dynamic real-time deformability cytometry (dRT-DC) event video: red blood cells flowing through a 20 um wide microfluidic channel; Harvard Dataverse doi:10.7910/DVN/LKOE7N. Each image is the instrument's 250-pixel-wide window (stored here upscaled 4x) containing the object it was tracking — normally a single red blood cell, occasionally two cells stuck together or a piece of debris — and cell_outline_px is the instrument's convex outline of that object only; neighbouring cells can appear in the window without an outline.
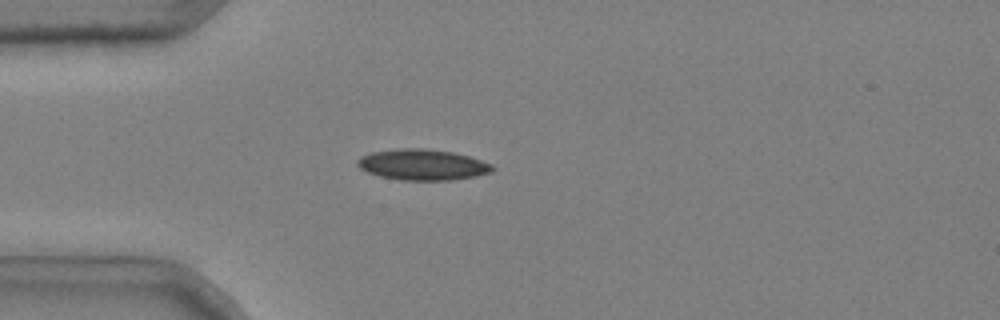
{"species": "common noctule bat (a hibernating species)", "species_latin": "Nyctalus noctula", "temperature_condition": "cold", "stored_images_in_passage": 42, "camera_frame_rate_fps": 3000, "um_per_image_px": 0.085, "animal": {"sex": "male", "body_mass_g": 20.4}, "frame": {"image": 1, "passage_image": 5, "time_ms": 1.333, "image_size_px": [1000, 320], "cell_outline_px": [[496, 168], [492, 172], [476, 176], [452, 180], [400, 180], [380, 176], [368, 172], [360, 168], [356, 164], [356, 160], [360, 156], [372, 152], [400, 148], [424, 148], [452, 152], [468, 156], [492, 164]], "centroid_in_image_um": [35.91, 14.0], "position_along_channel_um": 49.1, "area_um2": 24.33}}
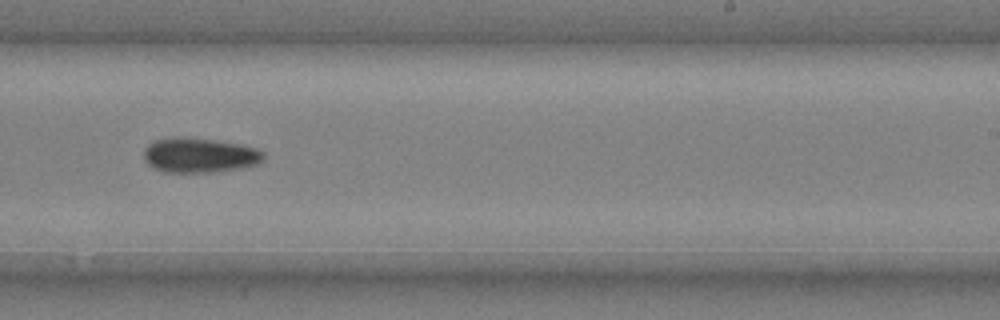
{"frame": {"image": 2, "passage_image": 24, "time_ms": 7.667, "image_size_px": [1000, 320], "cell_outline_px": [[264, 160], [260, 164], [244, 168], [212, 172], [164, 172], [152, 168], [144, 160], [144, 148], [148, 144], [156, 140], [212, 140], [240, 144], [256, 148], [264, 152]], "centroid_in_image_um": [17.02, 13.25], "position_along_channel_um": 272.0, "area_um2": 23.7}}
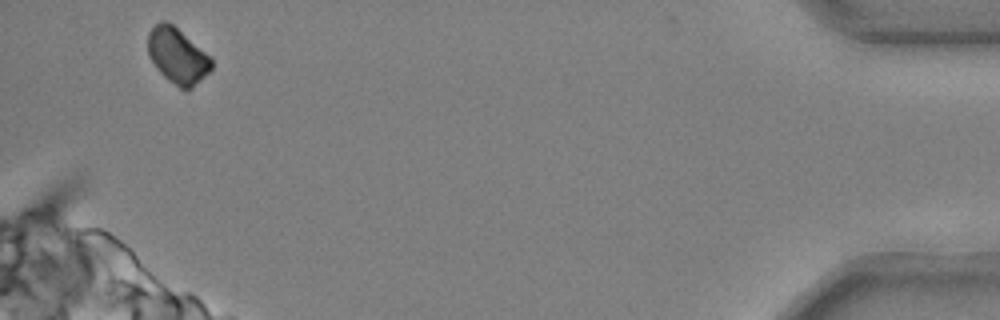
{"frame": {"image": 3, "passage_image": 41, "time_ms": 13.333, "image_size_px": [1000, 320], "cell_outline_px": [[212, 68], [192, 88], [180, 88], [168, 80], [156, 68], [148, 56], [148, 32], [160, 20], [168, 20], [212, 56]], "centroid_in_image_um": [15.08, 4.7], "position_along_channel_um": 420.1, "area_um2": 20.69}}